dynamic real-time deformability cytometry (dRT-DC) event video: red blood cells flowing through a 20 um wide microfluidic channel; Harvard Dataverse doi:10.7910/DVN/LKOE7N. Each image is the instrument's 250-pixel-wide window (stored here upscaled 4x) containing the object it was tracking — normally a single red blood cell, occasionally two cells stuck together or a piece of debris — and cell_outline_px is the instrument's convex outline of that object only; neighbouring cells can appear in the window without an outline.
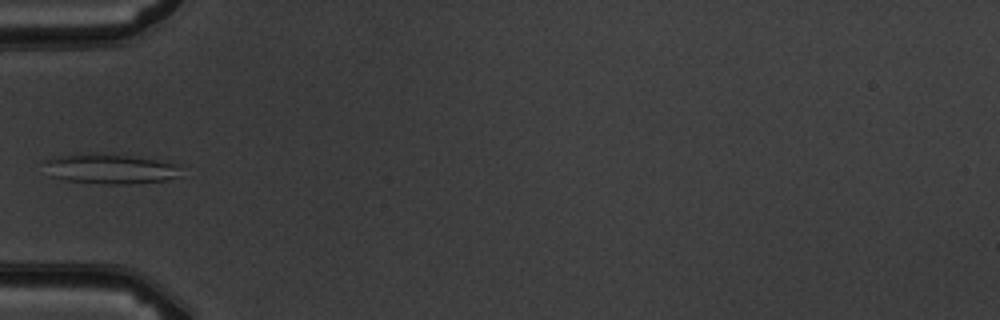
{"species": "common noctule bat (a hibernating species)", "species_latin": "Nyctalus noctula", "temperature_condition": "warm", "stored_images_in_passage": 5, "camera_frame_rate_fps": 3000, "um_per_image_px": 0.085, "animal": {"sex": "male", "body_mass_g": 19.5, "forearm_length_mm": 54.6}, "frame": {"image": 1, "passage_image": 5, "time_ms": 5.333, "image_size_px": [1000, 320], "cell_outline_px": [[184, 176], [168, 180], [128, 184], [104, 184], [64, 180], [52, 176], [44, 160], [56, 156], [80, 152], [128, 156], [156, 160], [172, 164]], "centroid_in_image_um": [9.34, 14.36], "position_along_channel_um": 75.7, "area_um2": 23.58}}